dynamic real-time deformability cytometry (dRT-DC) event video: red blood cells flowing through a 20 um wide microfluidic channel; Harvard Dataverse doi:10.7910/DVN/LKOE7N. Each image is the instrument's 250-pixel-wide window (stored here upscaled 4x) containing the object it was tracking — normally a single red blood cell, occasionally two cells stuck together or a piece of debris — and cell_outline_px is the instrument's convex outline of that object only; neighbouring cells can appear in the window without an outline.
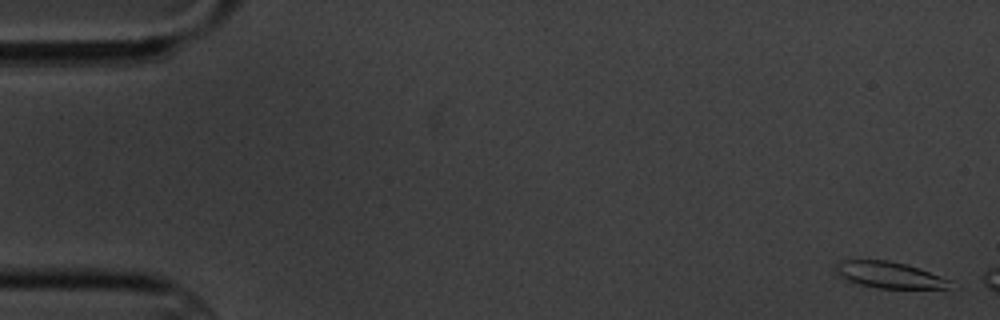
{"species": "common noctule bat (a hibernating species)", "species_latin": "Nyctalus noctula", "temperature_condition": "cold", "stored_images_in_passage": 3, "camera_frame_rate_fps": 3000, "um_per_image_px": 0.085, "animal": {"sex": "male", "body_mass_g": 20.1, "forearm_length_mm": 53.5}, "frame": {"image": 1, "passage_image": 1, "time_ms": 0.0, "image_size_px": [1000, 320], "cell_outline_px": [[960, 288], [876, 288], [860, 284], [848, 280], [840, 276], [836, 272], [836, 264], [840, 260], [888, 260], [904, 264], [952, 280], [960, 284]], "centroid_in_image_um": [75.7, 23.39], "position_along_channel_um": 9.3, "area_um2": 17.63}}